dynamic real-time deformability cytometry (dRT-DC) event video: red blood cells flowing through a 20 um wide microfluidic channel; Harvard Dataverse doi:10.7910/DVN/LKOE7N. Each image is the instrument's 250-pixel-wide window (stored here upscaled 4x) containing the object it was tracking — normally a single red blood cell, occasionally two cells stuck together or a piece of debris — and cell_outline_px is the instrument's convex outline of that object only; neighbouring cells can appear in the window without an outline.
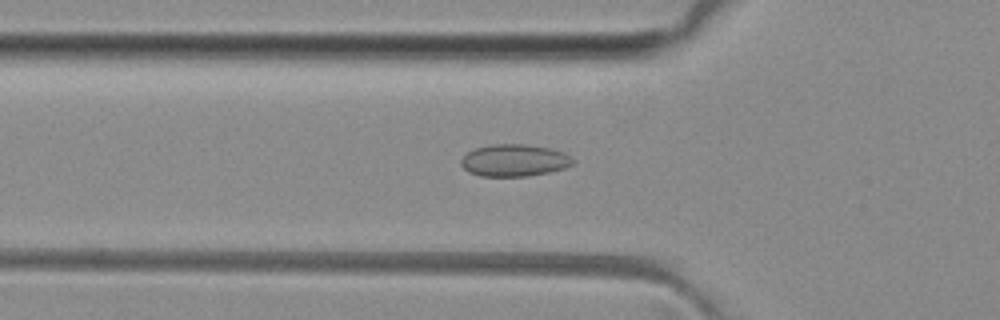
{"species": "common noctule bat (a hibernating species)", "species_latin": "Nyctalus noctula", "temperature_condition": "room temperature", "stored_images_in_passage": 50, "camera_frame_rate_fps": 3000, "um_per_image_px": 0.085, "animal": {"sex": "female", "body_mass_g": 29.2, "forearm_length_mm": 56.3}, "frame": {"image": 1, "passage_image": 17, "time_ms": 5.333, "image_size_px": [1000, 320], "cell_outline_px": [[576, 160], [572, 164], [564, 168], [548, 172], [528, 176], [480, 176], [468, 172], [460, 164], [460, 160], [468, 152], [476, 148], [492, 144], [524, 144], [548, 148], [564, 152]], "centroid_in_image_um": [43.71, 13.63], "position_along_channel_um": 82.1, "area_um2": 20.87}}
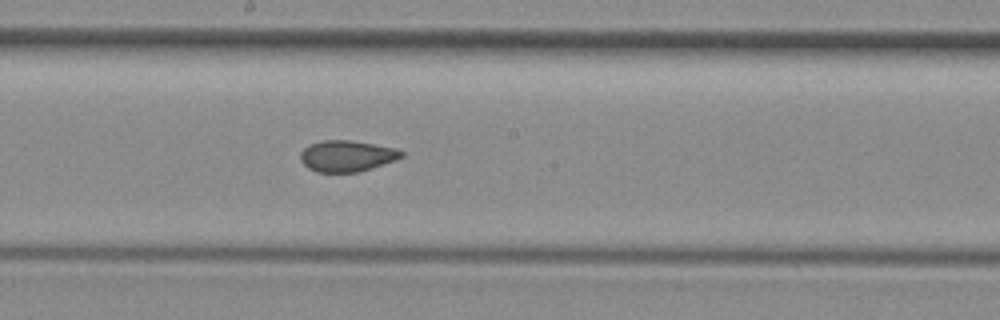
{"frame": {"image": 2, "passage_image": 27, "time_ms": 8.667, "image_size_px": [1000, 320], "cell_outline_px": [[404, 156], [396, 160], [372, 168], [356, 172], [316, 172], [308, 168], [300, 160], [300, 152], [308, 144], [324, 140], [352, 140], [396, 148], [404, 152]], "centroid_in_image_um": [29.48, 13.25], "position_along_channel_um": 218.7, "area_um2": 18.5}}
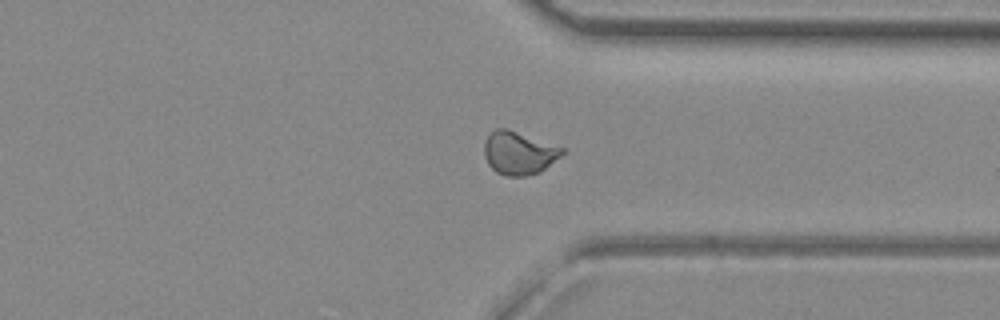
{"frame": {"image": 3, "passage_image": 38, "time_ms": 12.333, "image_size_px": [1000, 320], "cell_outline_px": [[568, 152], [540, 172], [524, 176], [508, 176], [496, 172], [488, 164], [484, 156], [484, 144], [488, 136], [496, 128], [508, 128], [568, 148]], "centroid_in_image_um": [44.18, 12.99], "position_along_channel_um": 367.2, "area_um2": 20.06}, "authors_computed_cell_mechanics": {"area_um2": 19.6231, "velocity_mm_per_s": 4.0829, "shape_relaxation_time_tau1_ms": null, "shape_relaxation_time_tau2_ms": 1.8189, "deformation_change_tau1": null, "deformation_change_tau2": 0.0483}}